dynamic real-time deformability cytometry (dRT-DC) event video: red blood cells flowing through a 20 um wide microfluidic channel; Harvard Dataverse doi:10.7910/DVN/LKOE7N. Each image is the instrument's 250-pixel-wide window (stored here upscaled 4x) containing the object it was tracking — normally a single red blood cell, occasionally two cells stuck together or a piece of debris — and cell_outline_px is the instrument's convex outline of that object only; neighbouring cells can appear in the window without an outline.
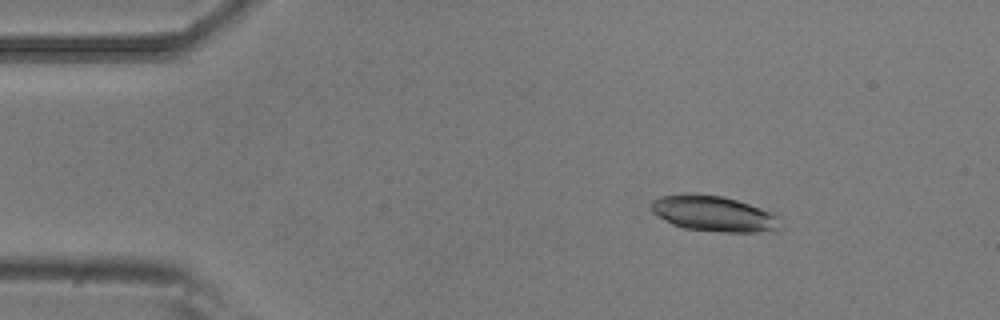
{"species": "common noctule bat (a hibernating species)", "species_latin": "Nyctalus noctula", "temperature_condition": "room temperature", "stored_images_in_passage": 3, "camera_frame_rate_fps": 3000, "um_per_image_px": 0.085, "animal": {"sex": "male", "body_mass_g": 20.5, "forearm_length_mm": 52.5}, "frame": {"image": 1, "passage_image": 3, "time_ms": 0.667, "image_size_px": [1000, 320], "cell_outline_px": [[780, 216], [776, 228], [756, 232], [724, 232], [684, 228], [672, 224], [652, 212], [652, 200], [660, 196], [684, 192], [688, 192], [724, 196], [776, 212]], "centroid_in_image_um": [60.64, 18.12], "position_along_channel_um": 24.4, "area_um2": 26.93}}